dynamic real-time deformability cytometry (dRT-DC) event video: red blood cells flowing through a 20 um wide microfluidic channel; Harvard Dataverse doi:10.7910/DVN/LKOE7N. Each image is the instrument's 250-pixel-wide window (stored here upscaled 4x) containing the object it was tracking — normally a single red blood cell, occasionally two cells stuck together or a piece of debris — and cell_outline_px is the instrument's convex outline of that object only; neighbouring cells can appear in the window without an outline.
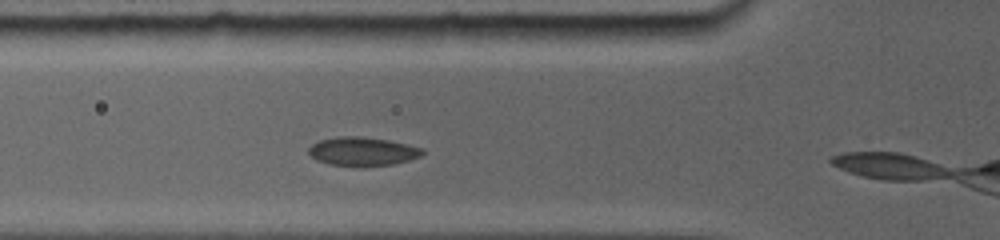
{"species": "common noctule bat (a hibernating species)", "species_latin": "Nyctalus noctula", "temperature_condition": "room temperature", "stored_images_in_passage": 4, "camera_frame_rate_fps": 5000, "um_per_image_px": 0.085, "animal": {"sex": "female", "body_mass_g": 19.0, "forearm_length_mm": 56.7}, "frame": {"image": 1, "passage_image": 3, "time_ms": 1.2, "image_size_px": [1000, 240], "cell_outline_px": [[424, 152], [420, 156], [408, 160], [392, 164], [328, 164], [316, 160], [308, 152], [308, 148], [312, 144], [320, 140], [348, 136], [352, 136], [384, 140], [404, 144], [420, 148]], "centroid_in_image_um": [30.76, 12.86], "position_along_channel_um": 95.0, "area_um2": 17.86}}